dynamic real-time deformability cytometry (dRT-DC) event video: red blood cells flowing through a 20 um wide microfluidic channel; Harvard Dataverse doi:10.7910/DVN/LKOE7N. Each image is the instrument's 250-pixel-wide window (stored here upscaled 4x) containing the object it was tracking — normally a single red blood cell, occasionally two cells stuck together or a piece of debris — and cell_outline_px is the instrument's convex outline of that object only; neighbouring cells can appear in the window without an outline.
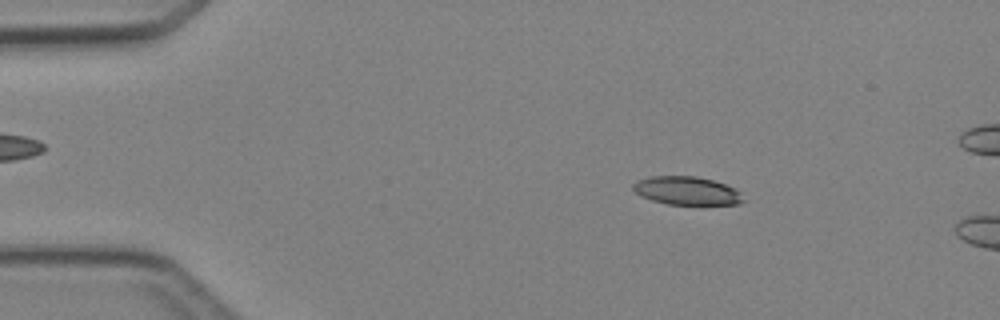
{"species": "Egyptian fruit bat (a non-hibernating species)", "species_latin": "Rousettus aegyptiacus", "temperature_condition": "cold", "stored_images_in_passage": 3, "camera_frame_rate_fps": 3000, "um_per_image_px": 0.085, "animal": {"sex": "female"}, "frame": {"image": 1, "passage_image": 1, "time_ms": 0.0, "image_size_px": [1000, 320], "cell_outline_px": [[744, 200], [740, 204], [668, 204], [652, 200], [640, 196], [632, 188], [632, 184], [640, 180], [652, 176], [696, 176], [712, 180], [724, 184], [740, 192]], "centroid_in_image_um": [58.36, 16.21], "position_along_channel_um": 26.6, "area_um2": 17.92}}